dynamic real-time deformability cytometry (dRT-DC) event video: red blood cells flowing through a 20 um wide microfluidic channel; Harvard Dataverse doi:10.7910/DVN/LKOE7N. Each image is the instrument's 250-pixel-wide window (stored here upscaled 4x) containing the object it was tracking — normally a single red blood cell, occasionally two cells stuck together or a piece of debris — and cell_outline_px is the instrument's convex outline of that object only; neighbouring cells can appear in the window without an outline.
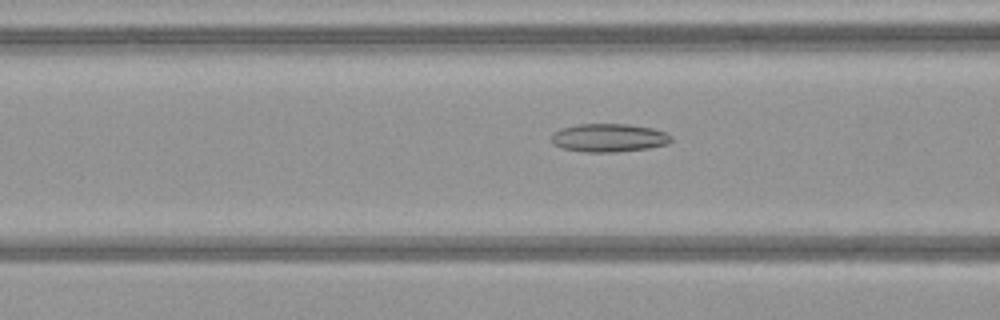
{"species": "common noctule bat (a hibernating species)", "species_latin": "Nyctalus noctula", "temperature_condition": "warm", "stored_images_in_passage": 51, "camera_frame_rate_fps": 3000, "um_per_image_px": 0.085, "animal": {"sex": "female", "body_mass_g": 21.9}, "frame": {"image": 1, "passage_image": 21, "time_ms": 6.667, "image_size_px": [1000, 320], "cell_outline_px": [[672, 140], [668, 144], [648, 148], [616, 152], [584, 152], [560, 148], [552, 144], [552, 132], [560, 128], [576, 124], [628, 124], [652, 128], [664, 132], [672, 136]], "centroid_in_image_um": [51.71, 11.71], "position_along_channel_um": 114.9, "area_um2": 19.94}}
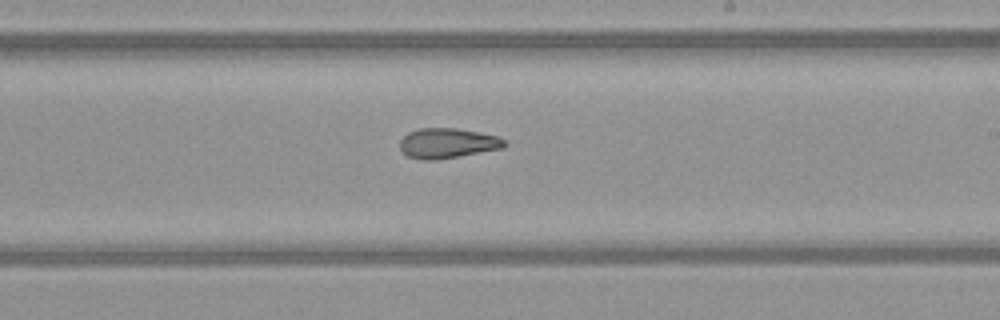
{"frame": {"image": 2, "passage_image": 31, "time_ms": 10.0, "image_size_px": [1000, 320], "cell_outline_px": [[508, 144], [504, 148], [436, 160], [420, 160], [408, 156], [400, 148], [400, 140], [408, 132], [420, 128], [456, 128], [500, 136]], "centroid_in_image_um": [38.06, 12.17], "position_along_channel_um": 250.9, "area_um2": 18.38}}
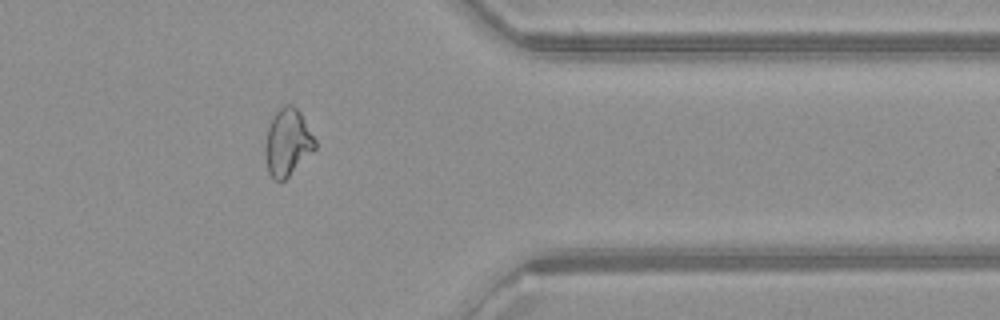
{"frame": {"image": 3, "passage_image": 42, "time_ms": 13.667, "image_size_px": [1000, 320], "cell_outline_px": [[316, 148], [284, 180], [276, 180], [268, 172], [264, 148], [268, 128], [272, 116], [284, 104], [292, 104], [300, 112], [316, 140]], "centroid_in_image_um": [24.44, 12.07], "position_along_channel_um": 387.0, "area_um2": 19.25}, "authors_computed_cell_mechanics": {"area_um2": 21.2126, "velocity_mm_per_s": 4.0667, "shape_relaxation_time_tau1_ms": null, "shape_relaxation_time_tau2_ms": 3.0984, "deformation_change_tau1": null, "deformation_change_tau2": 0.1041}}